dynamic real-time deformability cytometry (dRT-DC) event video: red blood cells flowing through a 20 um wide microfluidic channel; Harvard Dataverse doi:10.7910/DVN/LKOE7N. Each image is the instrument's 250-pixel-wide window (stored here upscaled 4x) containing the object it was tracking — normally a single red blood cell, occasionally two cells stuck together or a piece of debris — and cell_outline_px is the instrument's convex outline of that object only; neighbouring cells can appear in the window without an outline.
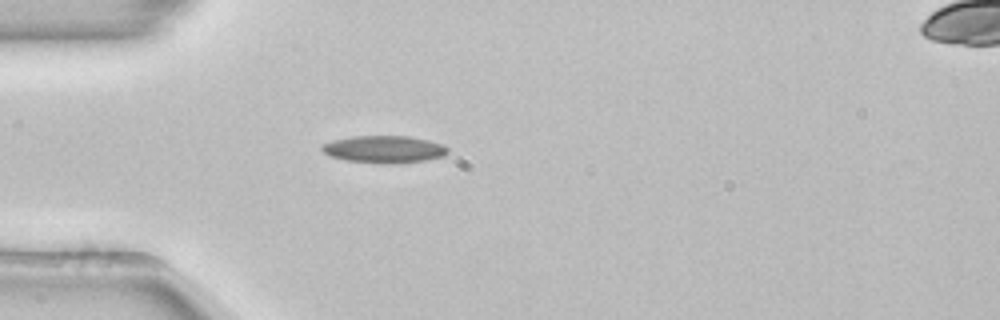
{"species": "common noctule bat (a hibernating species)", "species_latin": "Nyctalus noctula", "temperature_condition": "room temperature", "stored_images_in_passage": 39, "camera_frame_rate_fps": 3000, "um_per_image_px": 0.085, "animal": {"sex": "female", "body_mass_g": 22.7, "forearm_length_mm": 54.2}, "frame": {"image": 1, "passage_image": 1, "time_ms": 0.0, "image_size_px": [1000, 320], "cell_outline_px": [[448, 152], [444, 156], [424, 160], [396, 164], [388, 164], [344, 160], [328, 156], [320, 148], [320, 144], [332, 140], [352, 136], [408, 136], [428, 140], [440, 144], [448, 148]], "centroid_in_image_um": [32.59, 12.69], "position_along_channel_um": 52.4, "area_um2": 20.11}}
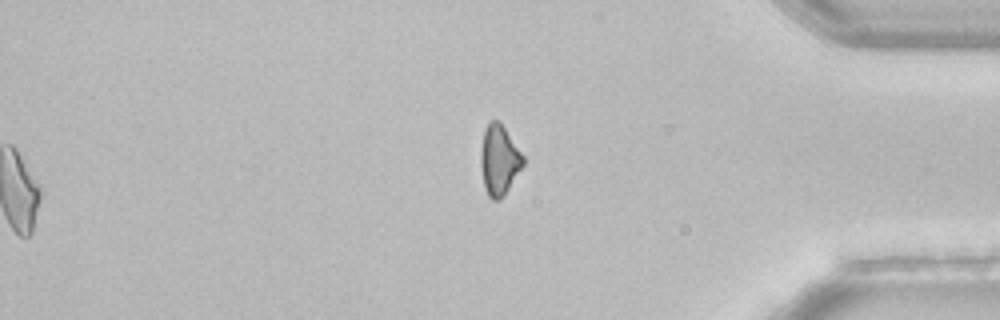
{"frame": {"image": 2, "passage_image": 30, "time_ms": 9.667, "image_size_px": [1000, 320], "cell_outline_px": [[524, 164], [504, 196], [500, 200], [492, 200], [488, 196], [484, 188], [480, 164], [480, 152], [484, 132], [488, 124], [492, 120], [496, 120], [504, 128], [524, 156]], "centroid_in_image_um": [42.42, 13.66], "position_along_channel_um": 392.8, "area_um2": 17.17}}
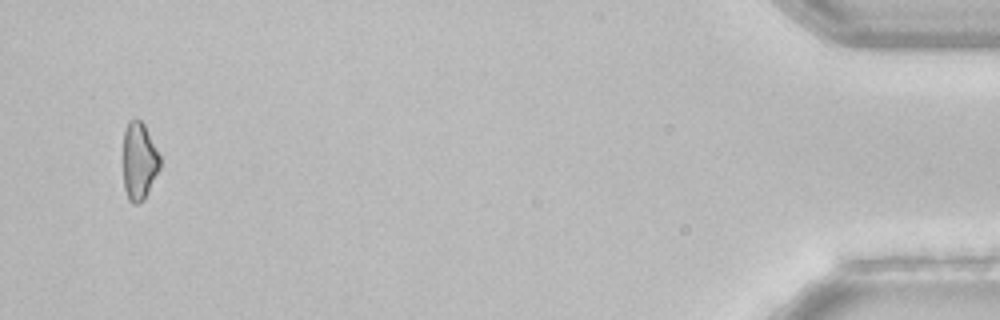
{"frame": {"image": 3, "passage_image": 37, "time_ms": 12.0, "image_size_px": [1000, 320], "cell_outline_px": [[160, 168], [144, 200], [140, 204], [132, 204], [128, 200], [124, 188], [124, 128], [128, 120], [136, 116], [144, 124], [160, 156]], "centroid_in_image_um": [11.82, 13.69], "position_along_channel_um": 423.4, "area_um2": 16.82}}